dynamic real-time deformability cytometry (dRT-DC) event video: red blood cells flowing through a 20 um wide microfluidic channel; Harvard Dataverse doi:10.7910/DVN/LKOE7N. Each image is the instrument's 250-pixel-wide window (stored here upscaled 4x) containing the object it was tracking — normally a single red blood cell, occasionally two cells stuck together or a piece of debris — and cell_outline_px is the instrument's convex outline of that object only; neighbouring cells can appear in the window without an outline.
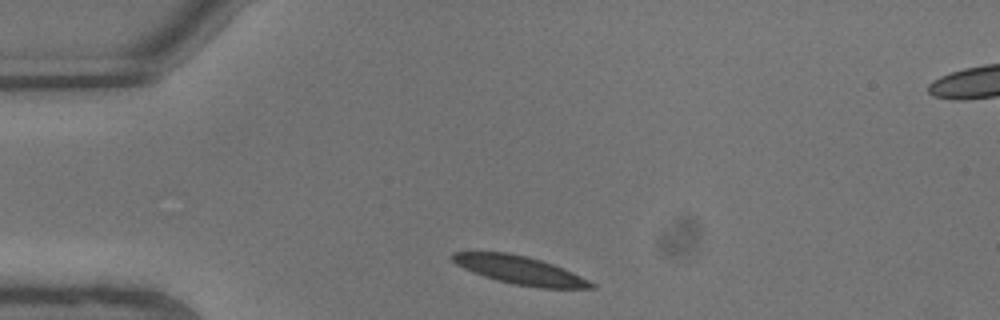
{"species": "common noctule bat (a hibernating species)", "species_latin": "Nyctalus noctula", "temperature_condition": "warm", "stored_images_in_passage": 5, "camera_frame_rate_fps": 3000, "um_per_image_px": 0.085, "animal": {"sex": "male", "body_mass_g": 13.3}, "frame": {"image": 1, "passage_image": 1, "time_ms": 0.0, "image_size_px": [1000, 320], "cell_outline_px": [[596, 288], [536, 288], [512, 284], [496, 280], [472, 272], [456, 264], [452, 260], [452, 252], [508, 252], [540, 260], [564, 268], [596, 284]], "centroid_in_image_um": [44.2, 22.98], "position_along_channel_um": 40.8, "area_um2": 22.72}}
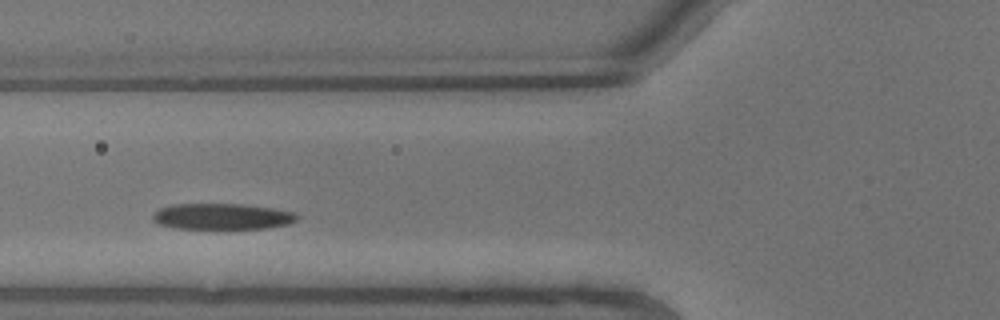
{"frame": {"image": 2, "passage_image": 4, "time_ms": 1.0, "image_size_px": [1000, 320], "cell_outline_px": [[300, 216], [296, 220], [288, 224], [268, 228], [172, 228], [156, 224], [152, 220], [152, 216], [160, 208], [172, 204], [244, 204], [272, 208], [296, 212]], "centroid_in_image_um": [18.88, 18.39], "position_along_channel_um": 106.9, "area_um2": 21.96}}
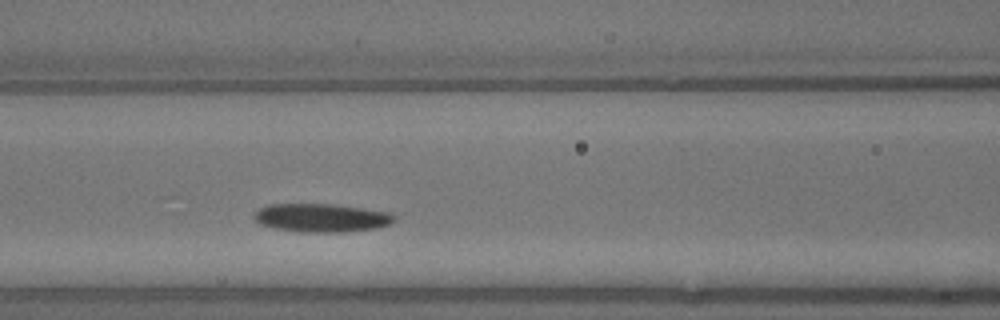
{"frame": {"image": 3, "passage_image": 5, "time_ms": 1.333, "image_size_px": [1000, 320], "cell_outline_px": [[396, 220], [388, 224], [376, 228], [344, 232], [304, 232], [276, 228], [260, 224], [252, 216], [260, 208], [268, 204], [336, 204], [392, 212], [396, 216]], "centroid_in_image_um": [27.37, 18.5], "position_along_channel_um": 139.2, "area_um2": 23.29}}